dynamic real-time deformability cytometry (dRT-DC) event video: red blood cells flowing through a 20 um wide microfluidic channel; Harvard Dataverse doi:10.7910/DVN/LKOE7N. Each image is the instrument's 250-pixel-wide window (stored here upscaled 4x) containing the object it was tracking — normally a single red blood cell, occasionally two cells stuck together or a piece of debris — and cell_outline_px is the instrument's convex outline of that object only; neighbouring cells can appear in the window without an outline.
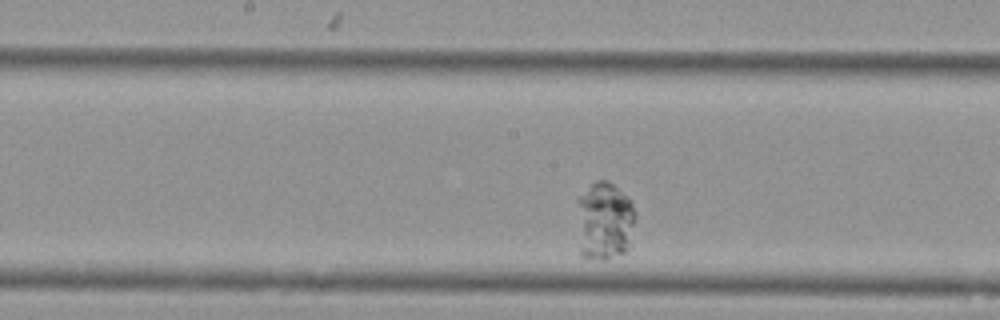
{"species": "Egyptian fruit bat (a non-hibernating species)", "species_latin": "Rousettus aegyptiacus", "temperature_condition": "cold", "stored_images_in_passage": 30, "camera_frame_rate_fps": 3000, "um_per_image_px": 0.085, "animal": {"sex": "female"}, "frame": {"image": 1, "passage_image": 25, "time_ms": 8.0, "image_size_px": [1000, 320], "cell_outline_px": [[636, 220], [628, 252], [604, 260], [588, 260], [580, 256], [576, 200], [576, 196], [596, 180], [608, 180], [628, 196], [632, 200], [636, 212]], "centroid_in_image_um": [51.38, 18.79], "position_along_channel_um": 196.8, "area_um2": 27.98}}